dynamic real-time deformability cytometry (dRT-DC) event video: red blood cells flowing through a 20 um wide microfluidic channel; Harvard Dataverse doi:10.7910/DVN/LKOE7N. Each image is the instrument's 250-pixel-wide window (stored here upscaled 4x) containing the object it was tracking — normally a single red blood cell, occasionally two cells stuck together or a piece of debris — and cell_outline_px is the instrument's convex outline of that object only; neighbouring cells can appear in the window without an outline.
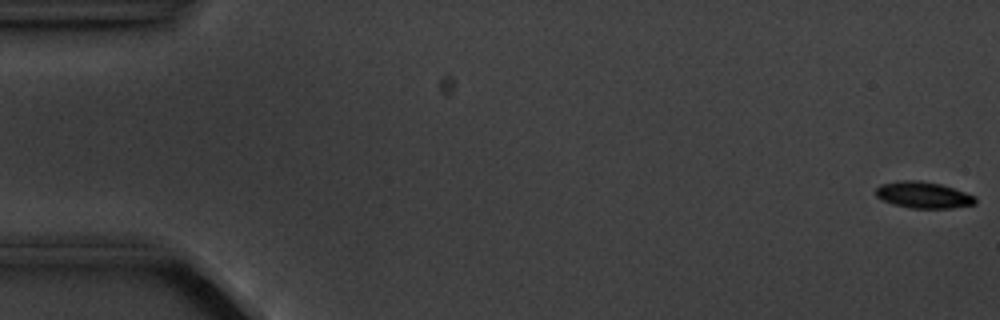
{"species": "common noctule bat (a hibernating species)", "species_latin": "Nyctalus noctula", "temperature_condition": "cold", "stored_images_in_passage": 11, "camera_frame_rate_fps": 3000, "um_per_image_px": 0.085, "animal": {"sex": "male", "body_mass_g": 20.1, "forearm_length_mm": 53.5}, "frame": {"image": 1, "passage_image": 1, "time_ms": 0.0, "image_size_px": [1000, 320], "cell_outline_px": [[976, 204], [952, 208], [912, 208], [892, 204], [876, 196], [876, 188], [880, 184], [900, 180], [920, 180], [940, 184], [976, 196]], "centroid_in_image_um": [78.48, 16.57], "position_along_channel_um": 6.5, "area_um2": 15.32}}